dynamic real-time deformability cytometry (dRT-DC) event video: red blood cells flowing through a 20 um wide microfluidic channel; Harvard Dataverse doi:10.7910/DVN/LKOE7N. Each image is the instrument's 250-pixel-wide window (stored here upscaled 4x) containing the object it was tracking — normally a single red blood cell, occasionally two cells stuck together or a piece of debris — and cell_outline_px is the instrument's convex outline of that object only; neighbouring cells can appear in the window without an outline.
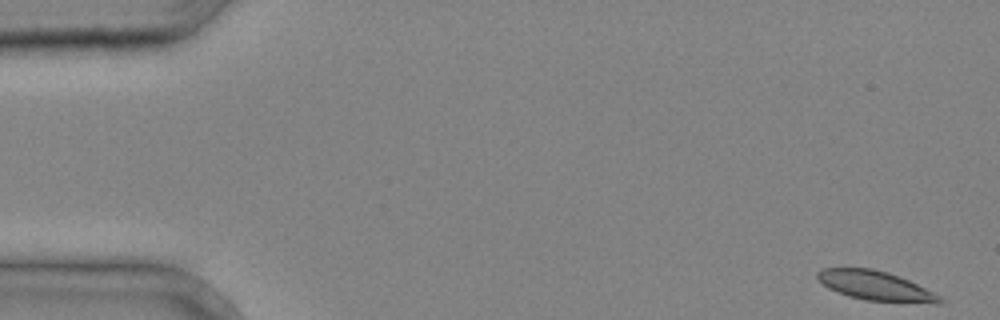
{"species": "common noctule bat (a hibernating species)", "species_latin": "Nyctalus noctula", "temperature_condition": "cold", "stored_images_in_passage": 3, "camera_frame_rate_fps": 3000, "um_per_image_px": 0.085, "animal": {"sex": "male", "body_mass_g": 20.4}, "frame": {"image": 1, "passage_image": 1, "time_ms": 0.0, "image_size_px": [1000, 320], "cell_outline_px": [[944, 300], [940, 304], [936, 304], [864, 300], [848, 296], [828, 288], [816, 280], [816, 272], [824, 268], [872, 268], [888, 272], [908, 280], [940, 296]], "centroid_in_image_um": [74.39, 24.29], "position_along_channel_um": 10.6, "area_um2": 21.04}}
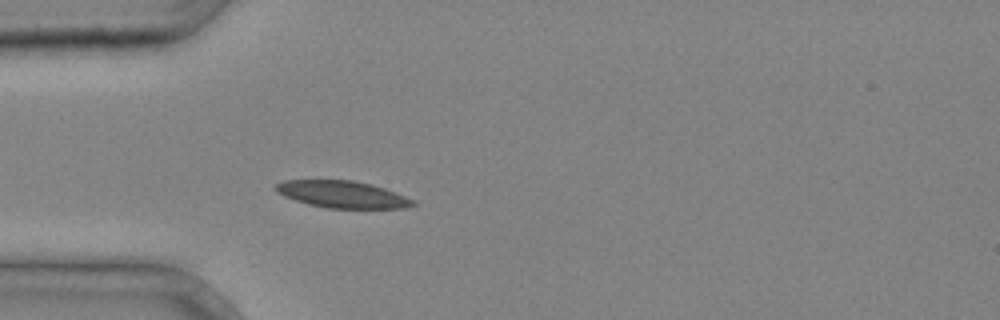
{"frame": {"image": 2, "passage_image": 3, "time_ms": 0.667, "image_size_px": [1000, 320], "cell_outline_px": [[416, 204], [404, 208], [328, 208], [308, 204], [284, 196], [276, 192], [276, 184], [284, 180], [352, 180], [372, 184], [384, 188], [416, 200]], "centroid_in_image_um": [29.12, 16.52], "position_along_channel_um": 55.9, "area_um2": 21.5}}